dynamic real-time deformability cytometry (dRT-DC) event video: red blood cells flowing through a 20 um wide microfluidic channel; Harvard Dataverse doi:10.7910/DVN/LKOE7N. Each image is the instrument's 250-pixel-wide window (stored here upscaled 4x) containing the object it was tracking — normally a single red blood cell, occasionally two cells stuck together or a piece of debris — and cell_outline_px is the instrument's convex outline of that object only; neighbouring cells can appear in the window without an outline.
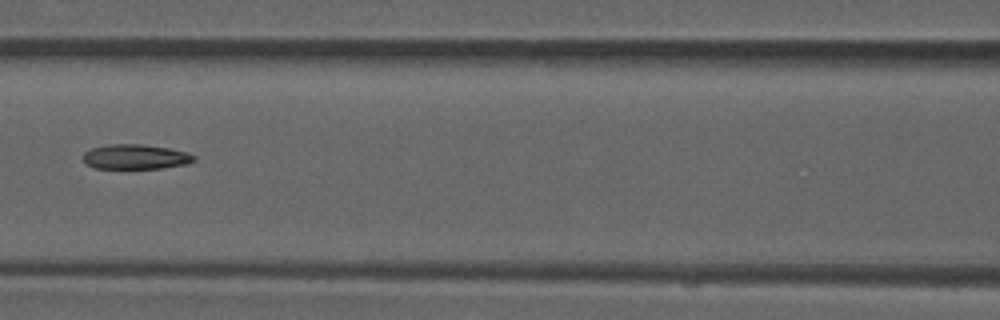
{"species": "common noctule bat (a hibernating species)", "species_latin": "Nyctalus noctula", "temperature_condition": "room temperature", "stored_images_in_passage": 9, "camera_frame_rate_fps": 3000, "um_per_image_px": 0.085, "animal": {"sex": "male", "forearm_length_mm": 52.5}, "frame": {"image": 1, "passage_image": 7, "time_ms": 2.0, "image_size_px": [1000, 320], "cell_outline_px": [[196, 160], [184, 164], [160, 168], [96, 168], [84, 164], [80, 156], [84, 152], [92, 148], [108, 144], [140, 144], [168, 148], [184, 152], [196, 156]], "centroid_in_image_um": [11.43, 13.32], "position_along_channel_um": 155.2, "area_um2": 16.01}}
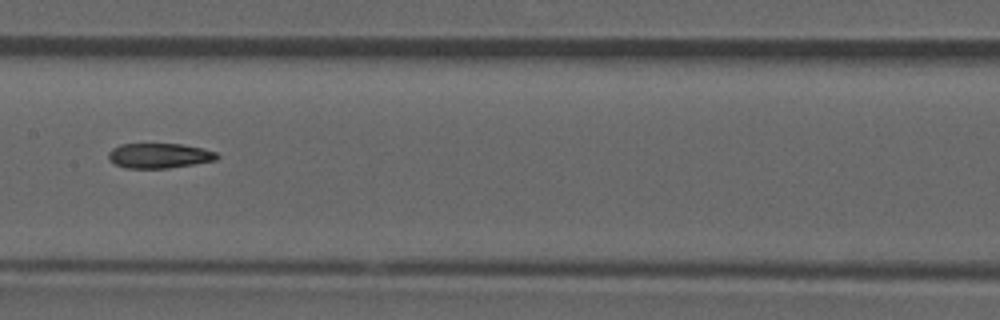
{"frame": {"image": 2, "passage_image": 8, "time_ms": 2.333, "image_size_px": [1000, 320], "cell_outline_px": [[220, 156], [216, 160], [168, 168], [124, 168], [108, 160], [108, 152], [112, 148], [120, 144], [180, 144], [204, 148], [216, 152]], "centroid_in_image_um": [13.52, 13.23], "position_along_channel_um": 193.9, "area_um2": 15.84}}
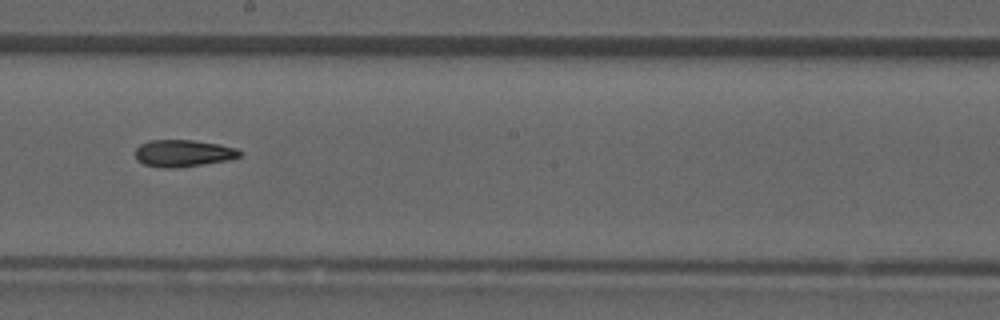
{"frame": {"image": 3, "passage_image": 9, "time_ms": 2.667, "image_size_px": [1000, 320], "cell_outline_px": [[244, 152], [240, 156], [228, 160], [204, 164], [176, 168], [164, 168], [144, 164], [136, 160], [136, 148], [140, 144], [148, 140], [192, 140], [220, 144], [236, 148]], "centroid_in_image_um": [15.58, 13.02], "position_along_channel_um": 232.6, "area_um2": 16.53}}